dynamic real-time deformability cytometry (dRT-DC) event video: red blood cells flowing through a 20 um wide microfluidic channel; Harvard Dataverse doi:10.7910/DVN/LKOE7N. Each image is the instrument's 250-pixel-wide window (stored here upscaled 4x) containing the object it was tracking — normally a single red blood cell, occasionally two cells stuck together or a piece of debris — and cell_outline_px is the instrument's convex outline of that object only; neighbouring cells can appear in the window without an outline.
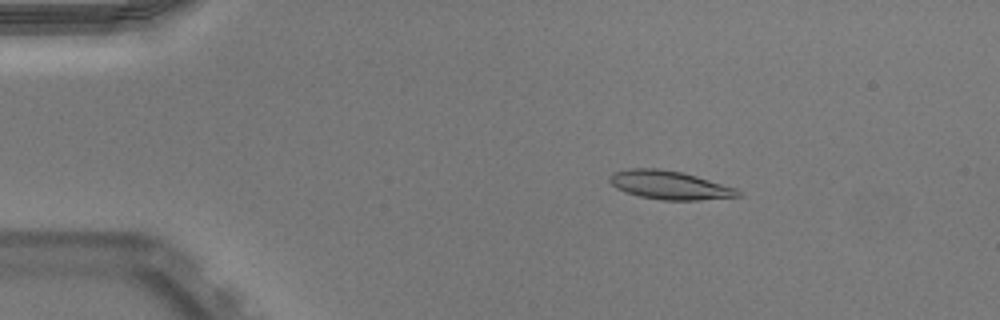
{"species": "Egyptian fruit bat (a non-hibernating species)", "species_latin": "Rousettus aegyptiacus", "temperature_condition": "warm", "stored_images_in_passage": 51, "camera_frame_rate_fps": 3000, "um_per_image_px": 0.085, "animal": {"sex": "male"}, "frame": {"image": 1, "passage_image": 9, "time_ms": 2.667, "image_size_px": [1000, 320], "cell_outline_px": [[740, 196], [700, 200], [664, 200], [640, 196], [624, 192], [616, 188], [608, 180], [608, 176], [612, 172], [628, 168], [660, 168], [684, 172], [736, 188], [740, 192]], "centroid_in_image_um": [56.86, 15.71], "position_along_channel_um": 28.1, "area_um2": 21.5}}
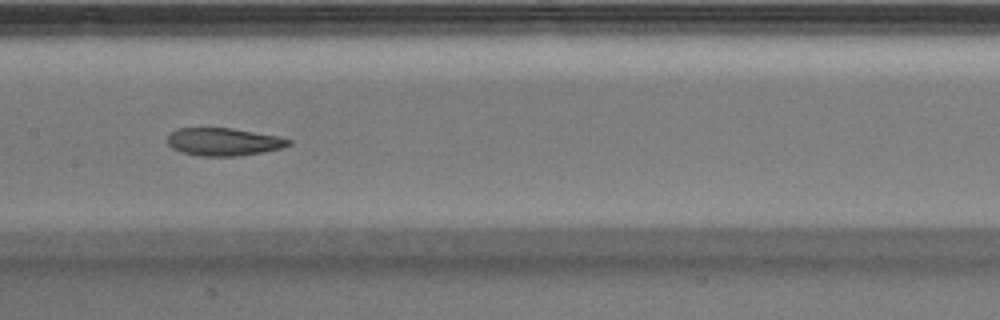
{"frame": {"image": 2, "passage_image": 26, "time_ms": 8.333, "image_size_px": [1000, 320], "cell_outline_px": [[292, 144], [280, 148], [264, 152], [240, 156], [200, 156], [180, 152], [172, 148], [168, 144], [168, 136], [172, 132], [180, 128], [232, 128], [280, 136], [292, 140]], "centroid_in_image_um": [19.04, 12.06], "position_along_channel_um": 188.4, "area_um2": 19.71}}
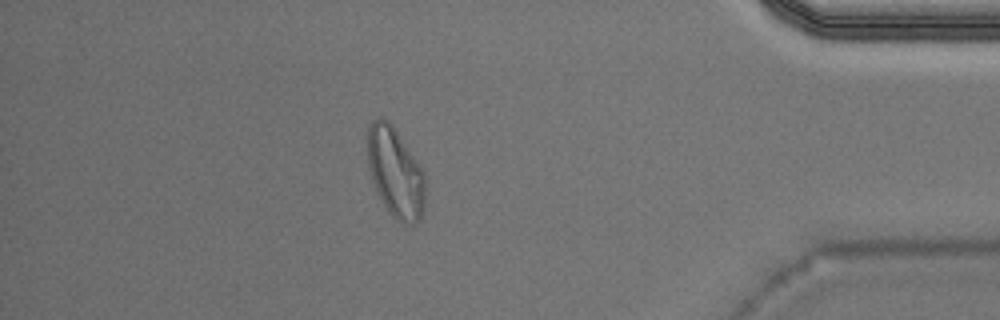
{"frame": {"image": 3, "passage_image": 45, "time_ms": 14.667, "image_size_px": [1000, 320], "cell_outline_px": [[424, 208], [420, 220], [416, 224], [408, 224], [396, 220], [388, 212], [376, 192], [368, 168], [368, 124], [372, 120], [380, 116], [388, 120], [392, 124], [424, 172]], "centroid_in_image_um": [33.59, 14.67], "position_along_channel_um": 401.6, "area_um2": 30.29}, "authors_computed_cell_mechanics": {"area_um2": 21.097, "velocity_mm_per_s": 3.952, "shape_relaxation_time_tau1_ms": 9.9043, "shape_relaxation_time_tau2_ms": 2.3023, "deformation_change_tau1": 0.3006, "deformation_change_tau2": 0.0847}}